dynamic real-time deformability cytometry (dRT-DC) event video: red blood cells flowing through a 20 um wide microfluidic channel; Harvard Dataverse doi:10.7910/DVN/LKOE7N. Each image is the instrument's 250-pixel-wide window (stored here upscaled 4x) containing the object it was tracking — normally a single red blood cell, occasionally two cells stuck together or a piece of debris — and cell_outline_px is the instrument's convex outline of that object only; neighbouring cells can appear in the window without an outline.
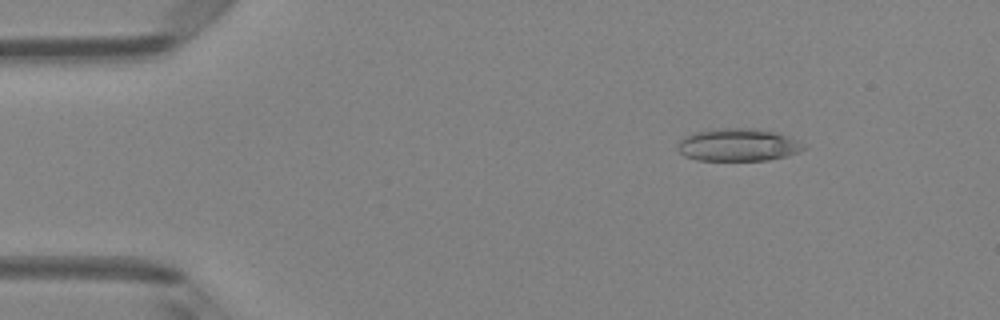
{"species": "Egyptian fruit bat (a non-hibernating species)", "species_latin": "Rousettus aegyptiacus", "temperature_condition": "room temperature", "stored_images_in_passage": 4, "camera_frame_rate_fps": 3000, "um_per_image_px": 0.085, "animal": {"sex": "female"}, "frame": {"image": 1, "passage_image": 2, "time_ms": 1.0, "image_size_px": [1000, 320], "cell_outline_px": [[808, 148], [800, 152], [788, 156], [768, 160], [696, 160], [684, 156], [676, 148], [680, 140], [684, 136], [696, 132], [716, 128], [756, 128], [776, 132], [808, 144]], "centroid_in_image_um": [62.79, 12.31], "position_along_channel_um": 22.2, "area_um2": 24.33}}